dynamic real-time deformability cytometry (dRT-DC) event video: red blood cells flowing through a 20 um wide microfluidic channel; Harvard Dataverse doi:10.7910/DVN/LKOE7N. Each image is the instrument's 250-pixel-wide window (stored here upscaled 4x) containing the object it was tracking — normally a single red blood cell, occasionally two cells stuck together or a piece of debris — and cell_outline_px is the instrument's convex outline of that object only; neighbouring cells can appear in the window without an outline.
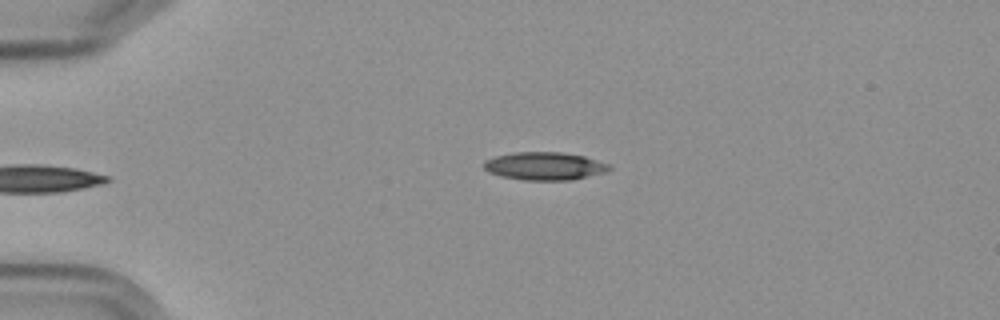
{"species": "Egyptian fruit bat (a non-hibernating species)", "species_latin": "Rousettus aegyptiacus", "temperature_condition": "cold", "stored_images_in_passage": 3, "camera_frame_rate_fps": 3000, "um_per_image_px": 0.085, "frame": {"image": 1, "passage_image": 3, "time_ms": 2.333, "image_size_px": [1000, 320], "cell_outline_px": [[612, 168], [608, 172], [572, 180], [524, 180], [500, 176], [488, 172], [484, 168], [484, 160], [496, 156], [512, 152], [560, 152], [584, 156], [608, 164]], "centroid_in_image_um": [46.29, 14.12], "position_along_channel_um": 38.7, "area_um2": 20.52}}